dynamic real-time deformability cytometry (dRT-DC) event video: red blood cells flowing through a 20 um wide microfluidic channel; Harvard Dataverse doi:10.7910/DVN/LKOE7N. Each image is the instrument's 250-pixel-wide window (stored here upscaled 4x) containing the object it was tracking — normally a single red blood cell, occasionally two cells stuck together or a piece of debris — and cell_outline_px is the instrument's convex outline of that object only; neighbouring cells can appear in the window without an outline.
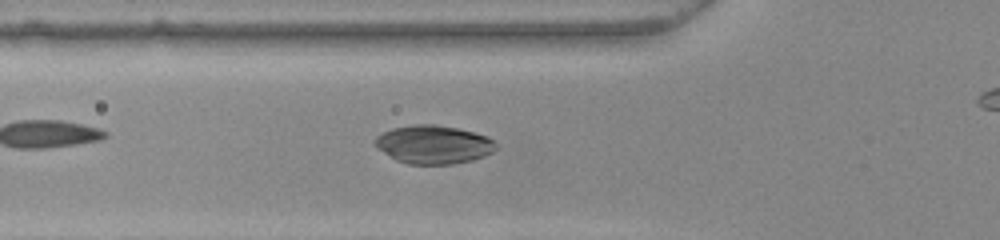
{"species": "common noctule bat (a hibernating species)", "species_latin": "Nyctalus noctula", "temperature_condition": "warm", "stored_images_in_passage": 44, "camera_frame_rate_fps": 3000, "um_per_image_px": 0.085, "animal": {"sex": "female", "body_mass_g": 22.0, "forearm_length_mm": 56.7}, "frame": {"image": 1, "passage_image": 17, "time_ms": 5.333, "image_size_px": [1000, 240], "cell_outline_px": [[496, 148], [492, 152], [484, 156], [472, 160], [452, 164], [408, 164], [396, 160], [376, 148], [372, 140], [376, 136], [392, 128], [412, 124], [436, 124], [460, 128], [476, 132], [488, 136], [496, 144]], "centroid_in_image_um": [36.83, 12.27], "position_along_channel_um": 89.0, "area_um2": 27.4}}
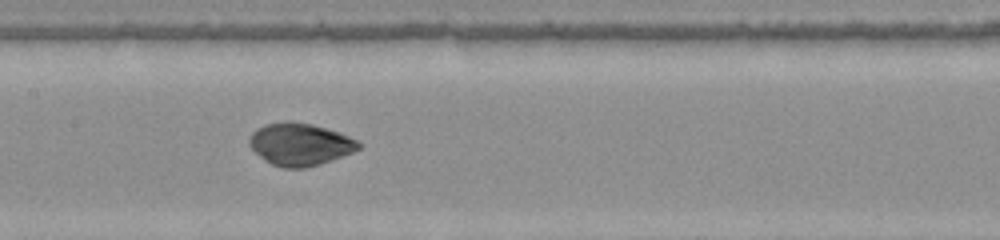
{"frame": {"image": 2, "passage_image": 24, "time_ms": 7.667, "image_size_px": [1000, 240], "cell_outline_px": [[360, 148], [352, 152], [320, 164], [304, 168], [280, 168], [264, 160], [248, 144], [248, 140], [252, 132], [256, 128], [264, 124], [284, 120], [288, 120], [312, 124], [348, 136], [356, 140], [360, 144]], "centroid_in_image_um": [25.44, 12.25], "position_along_channel_um": 182.0, "area_um2": 26.93}}
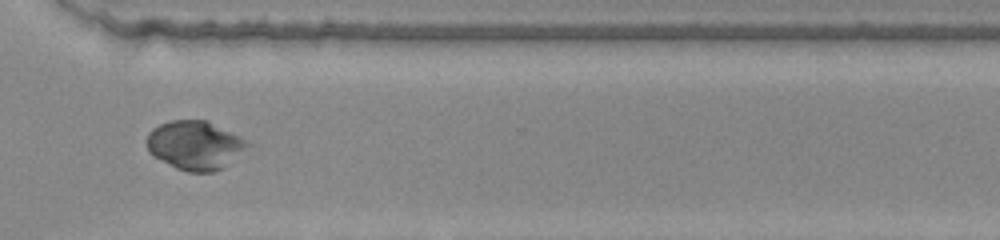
{"frame": {"image": 3, "passage_image": 37, "time_ms": 12.0, "image_size_px": [1000, 240], "cell_outline_px": [[252, 144], [224, 168], [212, 172], [188, 172], [176, 168], [148, 152], [148, 132], [152, 128], [160, 124], [172, 120], [208, 120]], "centroid_in_image_um": [16.58, 12.35], "position_along_channel_um": 354.0, "area_um2": 28.44}, "authors_computed_cell_mechanics": {"area_um2": 27.0215, "velocity_mm_per_s": 3.9688, "shape_relaxation_time_tau1_ms": 5.8161, "shape_relaxation_time_tau2_ms": null, "deformation_change_tau1": 0.1368, "deformation_change_tau2": null}}